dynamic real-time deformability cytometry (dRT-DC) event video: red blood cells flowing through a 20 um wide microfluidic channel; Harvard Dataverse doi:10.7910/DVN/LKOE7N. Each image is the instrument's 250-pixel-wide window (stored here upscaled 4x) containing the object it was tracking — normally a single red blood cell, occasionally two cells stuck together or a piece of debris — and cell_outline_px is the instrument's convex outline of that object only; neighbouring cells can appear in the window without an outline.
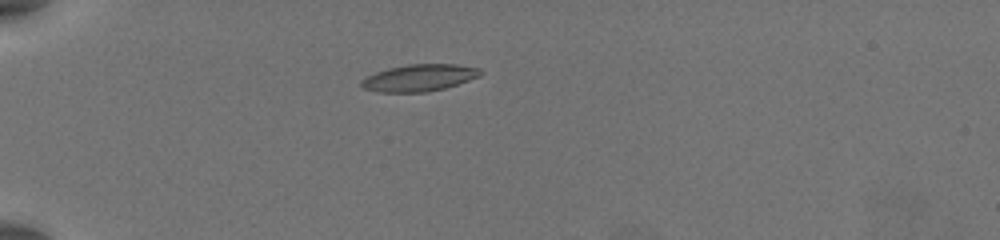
{"species": "common noctule bat (a hibernating species)", "species_latin": "Nyctalus noctula", "temperature_condition": "warm", "stored_images_in_passage": 39, "camera_frame_rate_fps": 3000, "um_per_image_px": 0.085, "animal": {"sex": "female", "body_mass_g": 19.5, "forearm_length_mm": 54.1}, "frame": {"image": 1, "passage_image": 1, "time_ms": 0.0, "image_size_px": [1000, 240], "cell_outline_px": [[484, 72], [480, 76], [444, 88], [424, 92], [380, 92], [364, 88], [360, 84], [360, 80], [364, 76], [388, 68], [408, 64], [456, 64], [480, 68]], "centroid_in_image_um": [35.62, 6.6], "position_along_channel_um": 49.4, "area_um2": 18.67}}
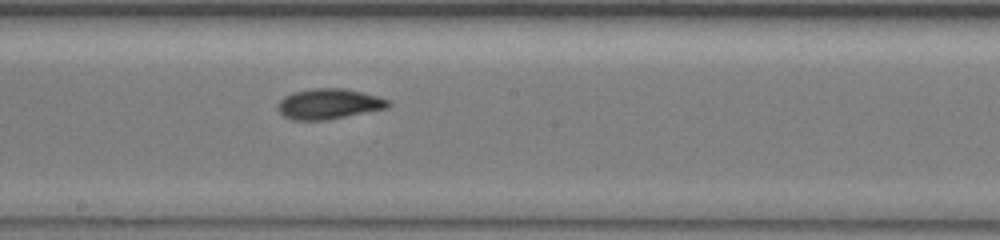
{"frame": {"image": 2, "passage_image": 17, "time_ms": 5.333, "image_size_px": [1000, 240], "cell_outline_px": [[392, 104], [388, 108], [324, 120], [292, 120], [284, 116], [276, 108], [276, 104], [284, 96], [292, 92], [312, 88], [344, 88], [376, 96], [388, 100]], "centroid_in_image_um": [27.9, 8.83], "position_along_channel_um": 220.3, "area_um2": 19.54}}
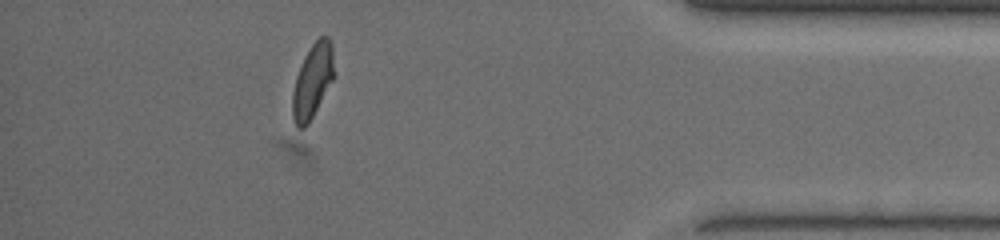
{"frame": {"image": 3, "passage_image": 34, "time_ms": 11.0, "image_size_px": [1000, 240], "cell_outline_px": [[332, 80], [308, 124], [304, 128], [296, 128], [292, 116], [292, 92], [296, 76], [304, 56], [312, 44], [320, 36], [328, 36], [332, 44]], "centroid_in_image_um": [26.52, 6.9], "position_along_channel_um": 408.7, "area_um2": 17.57}, "authors_computed_cell_mechanics": {"area_um2": 18.785, "velocity_mm_per_s": 3.9088, "shape_relaxation_time_tau1_ms": 4.5482, "shape_relaxation_time_tau2_ms": 1.5229, "deformation_change_tau1": 0.1609, "deformation_change_tau2": 0.0799}}